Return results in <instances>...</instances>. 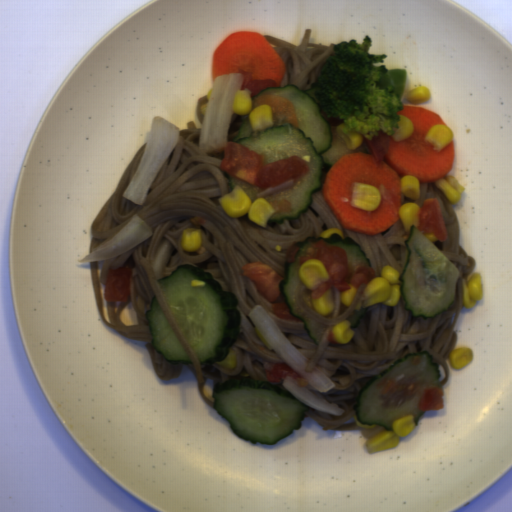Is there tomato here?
Listing matches in <instances>:
<instances>
[{
  "label": "tomato",
  "instance_id": "1",
  "mask_svg": "<svg viewBox=\"0 0 512 512\" xmlns=\"http://www.w3.org/2000/svg\"><path fill=\"white\" fill-rule=\"evenodd\" d=\"M224 157L219 169L258 189L278 186L290 179L296 183L310 171L299 156L275 160L264 165V154L236 142H223Z\"/></svg>",
  "mask_w": 512,
  "mask_h": 512
},
{
  "label": "tomato",
  "instance_id": "2",
  "mask_svg": "<svg viewBox=\"0 0 512 512\" xmlns=\"http://www.w3.org/2000/svg\"><path fill=\"white\" fill-rule=\"evenodd\" d=\"M309 259H319L330 276L328 281H324L311 293V298L314 299L325 295L331 287H335L340 293L351 289L346 279L358 290L363 283L367 285L376 278L374 268L363 264L358 265L354 271L349 270L347 252L337 246H330L322 239L311 244V254L299 257L300 266Z\"/></svg>",
  "mask_w": 512,
  "mask_h": 512
},
{
  "label": "tomato",
  "instance_id": "3",
  "mask_svg": "<svg viewBox=\"0 0 512 512\" xmlns=\"http://www.w3.org/2000/svg\"><path fill=\"white\" fill-rule=\"evenodd\" d=\"M242 276L249 277L256 290L270 303L272 313L283 320L302 321L289 313V307L279 284L285 277L260 261H250L241 267Z\"/></svg>",
  "mask_w": 512,
  "mask_h": 512
},
{
  "label": "tomato",
  "instance_id": "4",
  "mask_svg": "<svg viewBox=\"0 0 512 512\" xmlns=\"http://www.w3.org/2000/svg\"><path fill=\"white\" fill-rule=\"evenodd\" d=\"M417 230L433 233L440 242L446 241L448 229L437 197L423 199V206L418 214Z\"/></svg>",
  "mask_w": 512,
  "mask_h": 512
},
{
  "label": "tomato",
  "instance_id": "5",
  "mask_svg": "<svg viewBox=\"0 0 512 512\" xmlns=\"http://www.w3.org/2000/svg\"><path fill=\"white\" fill-rule=\"evenodd\" d=\"M132 268L119 267L107 269V275L103 289V299L106 302L127 303L131 295Z\"/></svg>",
  "mask_w": 512,
  "mask_h": 512
},
{
  "label": "tomato",
  "instance_id": "6",
  "mask_svg": "<svg viewBox=\"0 0 512 512\" xmlns=\"http://www.w3.org/2000/svg\"><path fill=\"white\" fill-rule=\"evenodd\" d=\"M263 370L265 372L266 381H269L278 387H280L281 381L285 377L301 387L309 384L304 376L280 362L265 363Z\"/></svg>",
  "mask_w": 512,
  "mask_h": 512
},
{
  "label": "tomato",
  "instance_id": "7",
  "mask_svg": "<svg viewBox=\"0 0 512 512\" xmlns=\"http://www.w3.org/2000/svg\"><path fill=\"white\" fill-rule=\"evenodd\" d=\"M377 132L378 135L373 136L372 140H368L364 137L363 142L368 147L374 164L379 168L388 153L391 136L383 132V130Z\"/></svg>",
  "mask_w": 512,
  "mask_h": 512
},
{
  "label": "tomato",
  "instance_id": "8",
  "mask_svg": "<svg viewBox=\"0 0 512 512\" xmlns=\"http://www.w3.org/2000/svg\"><path fill=\"white\" fill-rule=\"evenodd\" d=\"M445 390L441 386H435L422 390L419 399V410L422 412L444 409Z\"/></svg>",
  "mask_w": 512,
  "mask_h": 512
},
{
  "label": "tomato",
  "instance_id": "9",
  "mask_svg": "<svg viewBox=\"0 0 512 512\" xmlns=\"http://www.w3.org/2000/svg\"><path fill=\"white\" fill-rule=\"evenodd\" d=\"M238 73L242 74L244 78L240 90L249 89L251 91V98L261 93L263 89L270 87H279L277 83L273 81L271 78L253 80V72H245L240 69L238 70Z\"/></svg>",
  "mask_w": 512,
  "mask_h": 512
}]
</instances>
